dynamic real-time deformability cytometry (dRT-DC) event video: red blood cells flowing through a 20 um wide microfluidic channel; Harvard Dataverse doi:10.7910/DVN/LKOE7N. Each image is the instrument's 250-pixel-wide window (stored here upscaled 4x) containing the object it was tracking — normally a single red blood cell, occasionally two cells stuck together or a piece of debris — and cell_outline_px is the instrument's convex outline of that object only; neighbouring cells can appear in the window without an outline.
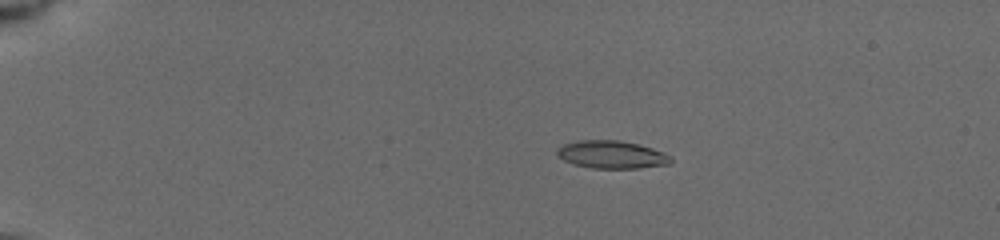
{"species": "common noctule bat (a hibernating species)", "species_latin": "Nyctalus noctula", "temperature_condition": "cold", "stored_images_in_passage": 16, "camera_frame_rate_fps": 3000, "um_per_image_px": 0.085, "animal": {"sex": "female", "body_mass_g": 19.5, "forearm_length_mm": 54.1}, "frame": {"image": 1, "passage_image": 10, "time_ms": 3.667, "image_size_px": [1000, 240], "cell_outline_px": [[672, 160], [668, 164], [640, 168], [592, 168], [572, 164], [564, 160], [556, 152], [564, 144], [580, 140], [616, 140], [640, 144], [664, 152], [672, 156]], "centroid_in_image_um": [52.03, 13.14], "position_along_channel_um": 33.0, "area_um2": 18.32}}
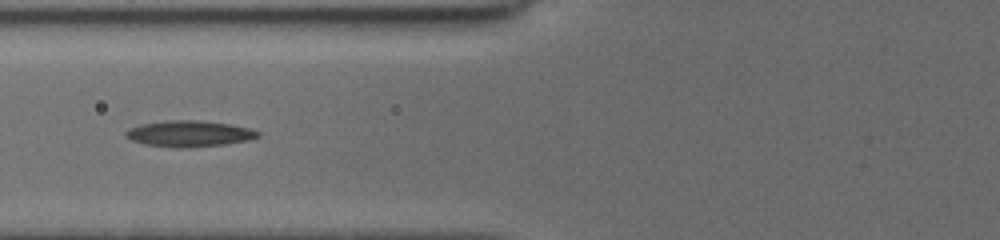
{"frame": {"image": 2, "passage_image": 14, "time_ms": 7.667, "image_size_px": [1000, 240], "cell_outline_px": [[260, 136], [248, 140], [224, 144], [184, 148], [180, 148], [144, 144], [132, 140], [124, 136], [124, 132], [128, 128], [140, 124], [168, 120], [200, 120], [228, 124], [252, 128], [260, 132]], "centroid_in_image_um": [16.07, 11.35], "position_along_channel_um": 109.7, "area_um2": 20.17}}